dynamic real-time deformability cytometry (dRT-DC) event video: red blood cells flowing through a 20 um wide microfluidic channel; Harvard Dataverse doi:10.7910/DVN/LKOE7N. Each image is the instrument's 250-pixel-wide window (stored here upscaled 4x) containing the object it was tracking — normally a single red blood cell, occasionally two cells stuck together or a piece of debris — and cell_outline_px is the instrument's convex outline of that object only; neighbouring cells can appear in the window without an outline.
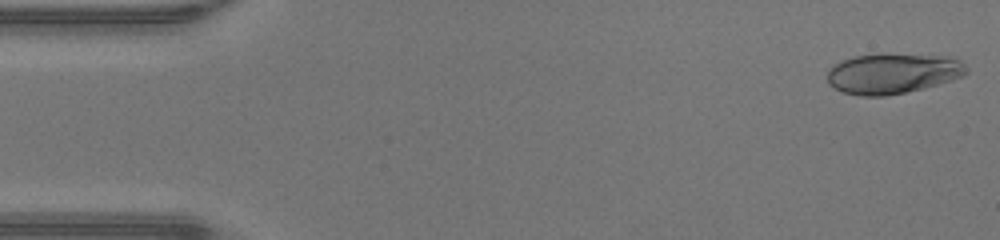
{"species": "human", "species_latin": "Homo sapiens", "temperature_condition": "warm", "stored_images_in_passage": 46, "camera_frame_rate_fps": 3000, "um_per_image_px": 0.085, "donor": {"sex": "male"}, "frame": {"image": 1, "passage_image": 1, "time_ms": 0.0, "image_size_px": [1000, 240], "cell_outline_px": [[968, 72], [952, 80], [904, 92], [884, 96], [860, 96], [844, 92], [828, 84], [828, 72], [832, 64], [856, 56], [948, 56], [960, 60], [968, 68]], "centroid_in_image_um": [75.87, 6.27], "position_along_channel_um": 9.1, "area_um2": 31.56}}
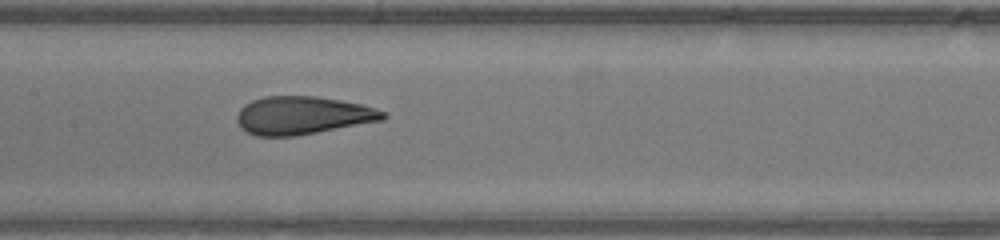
{"frame": {"image": 2, "passage_image": 22, "time_ms": 7.0, "image_size_px": [1000, 240], "cell_outline_px": [[388, 116], [384, 120], [316, 132], [292, 136], [256, 136], [240, 128], [236, 120], [236, 116], [240, 108], [244, 104], [252, 100], [264, 96], [316, 96], [340, 100], [360, 104], [376, 108], [384, 112]], "centroid_in_image_um": [25.7, 9.8], "position_along_channel_um": 181.7, "area_um2": 32.37}}
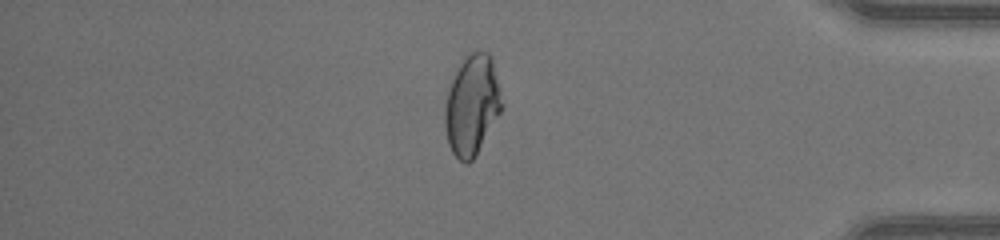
{"frame": {"image": 3, "passage_image": 39, "time_ms": 12.667, "image_size_px": [1000, 240], "cell_outline_px": [[504, 104], [500, 112], [472, 160], [468, 164], [464, 164], [452, 152], [448, 144], [444, 124], [444, 108], [448, 92], [452, 80], [464, 56], [468, 52], [476, 48], [488, 52], [492, 56]], "centroid_in_image_um": [40.12, 8.87], "position_along_channel_um": 395.1, "area_um2": 33.35}, "authors_computed_cell_mechanics": {"area_um2": 32.4836, "velocity_mm_per_s": 4.3951, "shape_relaxation_time_tau1_ms": 6.8743, "shape_relaxation_time_tau2_ms": null, "deformation_change_tau1": 0.282, "deformation_change_tau2": null}}